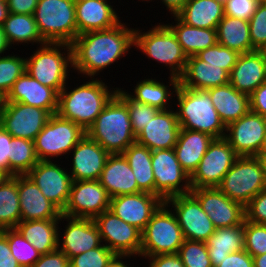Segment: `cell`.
<instances>
[{
	"instance_id": "cell-17",
	"label": "cell",
	"mask_w": 266,
	"mask_h": 267,
	"mask_svg": "<svg viewBox=\"0 0 266 267\" xmlns=\"http://www.w3.org/2000/svg\"><path fill=\"white\" fill-rule=\"evenodd\" d=\"M110 196L99 180L73 181L63 215L94 219L110 208Z\"/></svg>"
},
{
	"instance_id": "cell-36",
	"label": "cell",
	"mask_w": 266,
	"mask_h": 267,
	"mask_svg": "<svg viewBox=\"0 0 266 267\" xmlns=\"http://www.w3.org/2000/svg\"><path fill=\"white\" fill-rule=\"evenodd\" d=\"M2 28L8 44L13 49L22 43L25 47H28L29 44H32L31 47L36 46V44L37 47L46 44L39 33L33 15L9 13Z\"/></svg>"
},
{
	"instance_id": "cell-9",
	"label": "cell",
	"mask_w": 266,
	"mask_h": 267,
	"mask_svg": "<svg viewBox=\"0 0 266 267\" xmlns=\"http://www.w3.org/2000/svg\"><path fill=\"white\" fill-rule=\"evenodd\" d=\"M217 188L245 207L259 192L266 189L261 159L257 156H239Z\"/></svg>"
},
{
	"instance_id": "cell-47",
	"label": "cell",
	"mask_w": 266,
	"mask_h": 267,
	"mask_svg": "<svg viewBox=\"0 0 266 267\" xmlns=\"http://www.w3.org/2000/svg\"><path fill=\"white\" fill-rule=\"evenodd\" d=\"M244 249L252 257L266 253V224L244 220Z\"/></svg>"
},
{
	"instance_id": "cell-23",
	"label": "cell",
	"mask_w": 266,
	"mask_h": 267,
	"mask_svg": "<svg viewBox=\"0 0 266 267\" xmlns=\"http://www.w3.org/2000/svg\"><path fill=\"white\" fill-rule=\"evenodd\" d=\"M180 129L174 108L160 110L136 136V142L151 151L174 149Z\"/></svg>"
},
{
	"instance_id": "cell-41",
	"label": "cell",
	"mask_w": 266,
	"mask_h": 267,
	"mask_svg": "<svg viewBox=\"0 0 266 267\" xmlns=\"http://www.w3.org/2000/svg\"><path fill=\"white\" fill-rule=\"evenodd\" d=\"M38 162L34 141L12 137L10 141V177L26 175Z\"/></svg>"
},
{
	"instance_id": "cell-64",
	"label": "cell",
	"mask_w": 266,
	"mask_h": 267,
	"mask_svg": "<svg viewBox=\"0 0 266 267\" xmlns=\"http://www.w3.org/2000/svg\"><path fill=\"white\" fill-rule=\"evenodd\" d=\"M257 157H266V134Z\"/></svg>"
},
{
	"instance_id": "cell-7",
	"label": "cell",
	"mask_w": 266,
	"mask_h": 267,
	"mask_svg": "<svg viewBox=\"0 0 266 267\" xmlns=\"http://www.w3.org/2000/svg\"><path fill=\"white\" fill-rule=\"evenodd\" d=\"M33 16L46 43L71 45L78 36L73 0H38Z\"/></svg>"
},
{
	"instance_id": "cell-25",
	"label": "cell",
	"mask_w": 266,
	"mask_h": 267,
	"mask_svg": "<svg viewBox=\"0 0 266 267\" xmlns=\"http://www.w3.org/2000/svg\"><path fill=\"white\" fill-rule=\"evenodd\" d=\"M1 102H21L39 107L55 114L58 109V93L48 86L42 85L27 72L13 84Z\"/></svg>"
},
{
	"instance_id": "cell-15",
	"label": "cell",
	"mask_w": 266,
	"mask_h": 267,
	"mask_svg": "<svg viewBox=\"0 0 266 267\" xmlns=\"http://www.w3.org/2000/svg\"><path fill=\"white\" fill-rule=\"evenodd\" d=\"M57 162V163H56ZM39 161L26 175L43 195L61 212L64 211L72 186V177L62 161Z\"/></svg>"
},
{
	"instance_id": "cell-5",
	"label": "cell",
	"mask_w": 266,
	"mask_h": 267,
	"mask_svg": "<svg viewBox=\"0 0 266 267\" xmlns=\"http://www.w3.org/2000/svg\"><path fill=\"white\" fill-rule=\"evenodd\" d=\"M135 28V51L139 49L149 60L168 69L169 76L180 78L183 74L187 55L184 53L172 29L164 22L152 25L149 30Z\"/></svg>"
},
{
	"instance_id": "cell-20",
	"label": "cell",
	"mask_w": 266,
	"mask_h": 267,
	"mask_svg": "<svg viewBox=\"0 0 266 267\" xmlns=\"http://www.w3.org/2000/svg\"><path fill=\"white\" fill-rule=\"evenodd\" d=\"M190 193L199 201L215 228L238 226L244 222L245 207L217 187L192 188Z\"/></svg>"
},
{
	"instance_id": "cell-44",
	"label": "cell",
	"mask_w": 266,
	"mask_h": 267,
	"mask_svg": "<svg viewBox=\"0 0 266 267\" xmlns=\"http://www.w3.org/2000/svg\"><path fill=\"white\" fill-rule=\"evenodd\" d=\"M116 95L127 105L135 136H137L150 119H153V117L160 111L156 107L134 101L121 87L118 88Z\"/></svg>"
},
{
	"instance_id": "cell-35",
	"label": "cell",
	"mask_w": 266,
	"mask_h": 267,
	"mask_svg": "<svg viewBox=\"0 0 266 267\" xmlns=\"http://www.w3.org/2000/svg\"><path fill=\"white\" fill-rule=\"evenodd\" d=\"M172 23H166L175 33L187 57L197 55L217 43V29L192 27L182 22L177 16H171ZM175 23V24H174Z\"/></svg>"
},
{
	"instance_id": "cell-68",
	"label": "cell",
	"mask_w": 266,
	"mask_h": 267,
	"mask_svg": "<svg viewBox=\"0 0 266 267\" xmlns=\"http://www.w3.org/2000/svg\"><path fill=\"white\" fill-rule=\"evenodd\" d=\"M140 1H142V2L144 1V2L150 3V2H152V1L154 2L156 0H138V2H140Z\"/></svg>"
},
{
	"instance_id": "cell-67",
	"label": "cell",
	"mask_w": 266,
	"mask_h": 267,
	"mask_svg": "<svg viewBox=\"0 0 266 267\" xmlns=\"http://www.w3.org/2000/svg\"><path fill=\"white\" fill-rule=\"evenodd\" d=\"M263 55L266 57V44L264 45V47L260 50Z\"/></svg>"
},
{
	"instance_id": "cell-66",
	"label": "cell",
	"mask_w": 266,
	"mask_h": 267,
	"mask_svg": "<svg viewBox=\"0 0 266 267\" xmlns=\"http://www.w3.org/2000/svg\"><path fill=\"white\" fill-rule=\"evenodd\" d=\"M261 159V162L263 163L265 177H266V157H258Z\"/></svg>"
},
{
	"instance_id": "cell-32",
	"label": "cell",
	"mask_w": 266,
	"mask_h": 267,
	"mask_svg": "<svg viewBox=\"0 0 266 267\" xmlns=\"http://www.w3.org/2000/svg\"><path fill=\"white\" fill-rule=\"evenodd\" d=\"M213 139L203 132L180 129L174 151L182 169L189 176L196 170Z\"/></svg>"
},
{
	"instance_id": "cell-59",
	"label": "cell",
	"mask_w": 266,
	"mask_h": 267,
	"mask_svg": "<svg viewBox=\"0 0 266 267\" xmlns=\"http://www.w3.org/2000/svg\"><path fill=\"white\" fill-rule=\"evenodd\" d=\"M158 1V2H157ZM188 0H156L157 4L160 3L166 7V10L171 16H176L185 6Z\"/></svg>"
},
{
	"instance_id": "cell-53",
	"label": "cell",
	"mask_w": 266,
	"mask_h": 267,
	"mask_svg": "<svg viewBox=\"0 0 266 267\" xmlns=\"http://www.w3.org/2000/svg\"><path fill=\"white\" fill-rule=\"evenodd\" d=\"M32 267H70L69 258L59 249L41 255Z\"/></svg>"
},
{
	"instance_id": "cell-57",
	"label": "cell",
	"mask_w": 266,
	"mask_h": 267,
	"mask_svg": "<svg viewBox=\"0 0 266 267\" xmlns=\"http://www.w3.org/2000/svg\"><path fill=\"white\" fill-rule=\"evenodd\" d=\"M38 0H7L9 13L33 15Z\"/></svg>"
},
{
	"instance_id": "cell-18",
	"label": "cell",
	"mask_w": 266,
	"mask_h": 267,
	"mask_svg": "<svg viewBox=\"0 0 266 267\" xmlns=\"http://www.w3.org/2000/svg\"><path fill=\"white\" fill-rule=\"evenodd\" d=\"M61 222L65 225L64 229L60 226ZM57 240L58 249L69 259L102 244L98 228L93 219L69 217L63 214H61L59 220Z\"/></svg>"
},
{
	"instance_id": "cell-46",
	"label": "cell",
	"mask_w": 266,
	"mask_h": 267,
	"mask_svg": "<svg viewBox=\"0 0 266 267\" xmlns=\"http://www.w3.org/2000/svg\"><path fill=\"white\" fill-rule=\"evenodd\" d=\"M196 56L208 64L221 66L222 69L230 74L236 64L239 53L216 43L214 46L200 51Z\"/></svg>"
},
{
	"instance_id": "cell-19",
	"label": "cell",
	"mask_w": 266,
	"mask_h": 267,
	"mask_svg": "<svg viewBox=\"0 0 266 267\" xmlns=\"http://www.w3.org/2000/svg\"><path fill=\"white\" fill-rule=\"evenodd\" d=\"M266 134V118L249 111L226 126L225 139L238 156H257Z\"/></svg>"
},
{
	"instance_id": "cell-43",
	"label": "cell",
	"mask_w": 266,
	"mask_h": 267,
	"mask_svg": "<svg viewBox=\"0 0 266 267\" xmlns=\"http://www.w3.org/2000/svg\"><path fill=\"white\" fill-rule=\"evenodd\" d=\"M1 231L7 236L11 255L18 264L21 267H32L41 256L35 247L16 228Z\"/></svg>"
},
{
	"instance_id": "cell-33",
	"label": "cell",
	"mask_w": 266,
	"mask_h": 267,
	"mask_svg": "<svg viewBox=\"0 0 266 267\" xmlns=\"http://www.w3.org/2000/svg\"><path fill=\"white\" fill-rule=\"evenodd\" d=\"M224 15V4L218 0H188L176 16L192 27L217 29Z\"/></svg>"
},
{
	"instance_id": "cell-38",
	"label": "cell",
	"mask_w": 266,
	"mask_h": 267,
	"mask_svg": "<svg viewBox=\"0 0 266 267\" xmlns=\"http://www.w3.org/2000/svg\"><path fill=\"white\" fill-rule=\"evenodd\" d=\"M217 43L239 54L254 51L249 30V21L224 15L217 27Z\"/></svg>"
},
{
	"instance_id": "cell-34",
	"label": "cell",
	"mask_w": 266,
	"mask_h": 267,
	"mask_svg": "<svg viewBox=\"0 0 266 267\" xmlns=\"http://www.w3.org/2000/svg\"><path fill=\"white\" fill-rule=\"evenodd\" d=\"M60 219L21 221L16 229L41 254L58 249V225Z\"/></svg>"
},
{
	"instance_id": "cell-16",
	"label": "cell",
	"mask_w": 266,
	"mask_h": 267,
	"mask_svg": "<svg viewBox=\"0 0 266 267\" xmlns=\"http://www.w3.org/2000/svg\"><path fill=\"white\" fill-rule=\"evenodd\" d=\"M1 126L12 137L34 141L52 115L49 111L21 102H1Z\"/></svg>"
},
{
	"instance_id": "cell-48",
	"label": "cell",
	"mask_w": 266,
	"mask_h": 267,
	"mask_svg": "<svg viewBox=\"0 0 266 267\" xmlns=\"http://www.w3.org/2000/svg\"><path fill=\"white\" fill-rule=\"evenodd\" d=\"M115 254L103 243L69 259L70 267H107Z\"/></svg>"
},
{
	"instance_id": "cell-31",
	"label": "cell",
	"mask_w": 266,
	"mask_h": 267,
	"mask_svg": "<svg viewBox=\"0 0 266 267\" xmlns=\"http://www.w3.org/2000/svg\"><path fill=\"white\" fill-rule=\"evenodd\" d=\"M206 91L225 126L250 111L249 95L237 91L230 83Z\"/></svg>"
},
{
	"instance_id": "cell-51",
	"label": "cell",
	"mask_w": 266,
	"mask_h": 267,
	"mask_svg": "<svg viewBox=\"0 0 266 267\" xmlns=\"http://www.w3.org/2000/svg\"><path fill=\"white\" fill-rule=\"evenodd\" d=\"M245 219L253 223L266 224V189L259 192L245 206Z\"/></svg>"
},
{
	"instance_id": "cell-30",
	"label": "cell",
	"mask_w": 266,
	"mask_h": 267,
	"mask_svg": "<svg viewBox=\"0 0 266 267\" xmlns=\"http://www.w3.org/2000/svg\"><path fill=\"white\" fill-rule=\"evenodd\" d=\"M229 76L221 66L208 64L194 55L188 57L179 84L189 89L208 90L229 83Z\"/></svg>"
},
{
	"instance_id": "cell-49",
	"label": "cell",
	"mask_w": 266,
	"mask_h": 267,
	"mask_svg": "<svg viewBox=\"0 0 266 267\" xmlns=\"http://www.w3.org/2000/svg\"><path fill=\"white\" fill-rule=\"evenodd\" d=\"M249 30L253 48L261 50L266 44V0L258 4L249 19Z\"/></svg>"
},
{
	"instance_id": "cell-12",
	"label": "cell",
	"mask_w": 266,
	"mask_h": 267,
	"mask_svg": "<svg viewBox=\"0 0 266 267\" xmlns=\"http://www.w3.org/2000/svg\"><path fill=\"white\" fill-rule=\"evenodd\" d=\"M238 157L225 138L213 139L190 176L192 188L218 187Z\"/></svg>"
},
{
	"instance_id": "cell-28",
	"label": "cell",
	"mask_w": 266,
	"mask_h": 267,
	"mask_svg": "<svg viewBox=\"0 0 266 267\" xmlns=\"http://www.w3.org/2000/svg\"><path fill=\"white\" fill-rule=\"evenodd\" d=\"M18 195L21 221L60 219L62 212L27 175H18Z\"/></svg>"
},
{
	"instance_id": "cell-60",
	"label": "cell",
	"mask_w": 266,
	"mask_h": 267,
	"mask_svg": "<svg viewBox=\"0 0 266 267\" xmlns=\"http://www.w3.org/2000/svg\"><path fill=\"white\" fill-rule=\"evenodd\" d=\"M137 260L136 256H131V255H115L112 260L108 263L107 267H134V262L131 265L130 259ZM125 260V261H123ZM129 260V262H128Z\"/></svg>"
},
{
	"instance_id": "cell-3",
	"label": "cell",
	"mask_w": 266,
	"mask_h": 267,
	"mask_svg": "<svg viewBox=\"0 0 266 267\" xmlns=\"http://www.w3.org/2000/svg\"><path fill=\"white\" fill-rule=\"evenodd\" d=\"M174 102L181 128L203 132L214 139L225 137L226 126L221 121L206 90L189 89L179 84Z\"/></svg>"
},
{
	"instance_id": "cell-27",
	"label": "cell",
	"mask_w": 266,
	"mask_h": 267,
	"mask_svg": "<svg viewBox=\"0 0 266 267\" xmlns=\"http://www.w3.org/2000/svg\"><path fill=\"white\" fill-rule=\"evenodd\" d=\"M266 82V57L260 50L239 54L229 83L239 92L252 94Z\"/></svg>"
},
{
	"instance_id": "cell-1",
	"label": "cell",
	"mask_w": 266,
	"mask_h": 267,
	"mask_svg": "<svg viewBox=\"0 0 266 267\" xmlns=\"http://www.w3.org/2000/svg\"><path fill=\"white\" fill-rule=\"evenodd\" d=\"M129 26L121 20L112 28L78 35L71 44L73 72L84 78L98 75L100 78L103 70L131 54L135 47V28Z\"/></svg>"
},
{
	"instance_id": "cell-29",
	"label": "cell",
	"mask_w": 266,
	"mask_h": 267,
	"mask_svg": "<svg viewBox=\"0 0 266 267\" xmlns=\"http://www.w3.org/2000/svg\"><path fill=\"white\" fill-rule=\"evenodd\" d=\"M99 182L110 198L141 192L134 173L122 153L110 154L102 170Z\"/></svg>"
},
{
	"instance_id": "cell-62",
	"label": "cell",
	"mask_w": 266,
	"mask_h": 267,
	"mask_svg": "<svg viewBox=\"0 0 266 267\" xmlns=\"http://www.w3.org/2000/svg\"><path fill=\"white\" fill-rule=\"evenodd\" d=\"M9 14L7 0H0V26L3 25Z\"/></svg>"
},
{
	"instance_id": "cell-11",
	"label": "cell",
	"mask_w": 266,
	"mask_h": 267,
	"mask_svg": "<svg viewBox=\"0 0 266 267\" xmlns=\"http://www.w3.org/2000/svg\"><path fill=\"white\" fill-rule=\"evenodd\" d=\"M151 162L156 196L165 201L170 197L191 192L190 176L182 169L174 149L152 151Z\"/></svg>"
},
{
	"instance_id": "cell-4",
	"label": "cell",
	"mask_w": 266,
	"mask_h": 267,
	"mask_svg": "<svg viewBox=\"0 0 266 267\" xmlns=\"http://www.w3.org/2000/svg\"><path fill=\"white\" fill-rule=\"evenodd\" d=\"M86 134L110 154L123 153L136 142L127 105L115 95Z\"/></svg>"
},
{
	"instance_id": "cell-70",
	"label": "cell",
	"mask_w": 266,
	"mask_h": 267,
	"mask_svg": "<svg viewBox=\"0 0 266 267\" xmlns=\"http://www.w3.org/2000/svg\"><path fill=\"white\" fill-rule=\"evenodd\" d=\"M218 1L224 4L227 0H218Z\"/></svg>"
},
{
	"instance_id": "cell-65",
	"label": "cell",
	"mask_w": 266,
	"mask_h": 267,
	"mask_svg": "<svg viewBox=\"0 0 266 267\" xmlns=\"http://www.w3.org/2000/svg\"><path fill=\"white\" fill-rule=\"evenodd\" d=\"M8 176L0 170V184L7 178Z\"/></svg>"
},
{
	"instance_id": "cell-39",
	"label": "cell",
	"mask_w": 266,
	"mask_h": 267,
	"mask_svg": "<svg viewBox=\"0 0 266 267\" xmlns=\"http://www.w3.org/2000/svg\"><path fill=\"white\" fill-rule=\"evenodd\" d=\"M122 154L134 173L138 189L141 192L155 195V177L151 162L152 151L146 146L135 142Z\"/></svg>"
},
{
	"instance_id": "cell-21",
	"label": "cell",
	"mask_w": 266,
	"mask_h": 267,
	"mask_svg": "<svg viewBox=\"0 0 266 267\" xmlns=\"http://www.w3.org/2000/svg\"><path fill=\"white\" fill-rule=\"evenodd\" d=\"M72 153V154H71ZM67 163L73 181L99 180L110 153L87 134L77 143L68 156Z\"/></svg>"
},
{
	"instance_id": "cell-8",
	"label": "cell",
	"mask_w": 266,
	"mask_h": 267,
	"mask_svg": "<svg viewBox=\"0 0 266 267\" xmlns=\"http://www.w3.org/2000/svg\"><path fill=\"white\" fill-rule=\"evenodd\" d=\"M185 238L171 208L163 202L141 232L140 258L178 253Z\"/></svg>"
},
{
	"instance_id": "cell-45",
	"label": "cell",
	"mask_w": 266,
	"mask_h": 267,
	"mask_svg": "<svg viewBox=\"0 0 266 267\" xmlns=\"http://www.w3.org/2000/svg\"><path fill=\"white\" fill-rule=\"evenodd\" d=\"M177 254L185 267H213L203 241L185 239Z\"/></svg>"
},
{
	"instance_id": "cell-61",
	"label": "cell",
	"mask_w": 266,
	"mask_h": 267,
	"mask_svg": "<svg viewBox=\"0 0 266 267\" xmlns=\"http://www.w3.org/2000/svg\"><path fill=\"white\" fill-rule=\"evenodd\" d=\"M10 49H11V47L7 42L3 28H2V26H0V56H3L4 53H5V55L9 54Z\"/></svg>"
},
{
	"instance_id": "cell-58",
	"label": "cell",
	"mask_w": 266,
	"mask_h": 267,
	"mask_svg": "<svg viewBox=\"0 0 266 267\" xmlns=\"http://www.w3.org/2000/svg\"><path fill=\"white\" fill-rule=\"evenodd\" d=\"M0 267H21L11 255L7 236L0 230Z\"/></svg>"
},
{
	"instance_id": "cell-50",
	"label": "cell",
	"mask_w": 266,
	"mask_h": 267,
	"mask_svg": "<svg viewBox=\"0 0 266 267\" xmlns=\"http://www.w3.org/2000/svg\"><path fill=\"white\" fill-rule=\"evenodd\" d=\"M263 1L265 0H227L224 3V14L249 21L258 4Z\"/></svg>"
},
{
	"instance_id": "cell-14",
	"label": "cell",
	"mask_w": 266,
	"mask_h": 267,
	"mask_svg": "<svg viewBox=\"0 0 266 267\" xmlns=\"http://www.w3.org/2000/svg\"><path fill=\"white\" fill-rule=\"evenodd\" d=\"M164 202L171 207L186 240L205 242L215 232L212 220L191 193L173 196Z\"/></svg>"
},
{
	"instance_id": "cell-24",
	"label": "cell",
	"mask_w": 266,
	"mask_h": 267,
	"mask_svg": "<svg viewBox=\"0 0 266 267\" xmlns=\"http://www.w3.org/2000/svg\"><path fill=\"white\" fill-rule=\"evenodd\" d=\"M110 0H76L75 14L78 35L97 30H105L117 25L121 18ZM118 11V13H117Z\"/></svg>"
},
{
	"instance_id": "cell-40",
	"label": "cell",
	"mask_w": 266,
	"mask_h": 267,
	"mask_svg": "<svg viewBox=\"0 0 266 267\" xmlns=\"http://www.w3.org/2000/svg\"><path fill=\"white\" fill-rule=\"evenodd\" d=\"M20 222L18 175H15L0 184V230L16 228Z\"/></svg>"
},
{
	"instance_id": "cell-56",
	"label": "cell",
	"mask_w": 266,
	"mask_h": 267,
	"mask_svg": "<svg viewBox=\"0 0 266 267\" xmlns=\"http://www.w3.org/2000/svg\"><path fill=\"white\" fill-rule=\"evenodd\" d=\"M250 97V111L266 118V82L262 83Z\"/></svg>"
},
{
	"instance_id": "cell-54",
	"label": "cell",
	"mask_w": 266,
	"mask_h": 267,
	"mask_svg": "<svg viewBox=\"0 0 266 267\" xmlns=\"http://www.w3.org/2000/svg\"><path fill=\"white\" fill-rule=\"evenodd\" d=\"M217 267H254L252 256L242 249L225 257Z\"/></svg>"
},
{
	"instance_id": "cell-63",
	"label": "cell",
	"mask_w": 266,
	"mask_h": 267,
	"mask_svg": "<svg viewBox=\"0 0 266 267\" xmlns=\"http://www.w3.org/2000/svg\"><path fill=\"white\" fill-rule=\"evenodd\" d=\"M252 259L254 267H266V253L260 256H254Z\"/></svg>"
},
{
	"instance_id": "cell-69",
	"label": "cell",
	"mask_w": 266,
	"mask_h": 267,
	"mask_svg": "<svg viewBox=\"0 0 266 267\" xmlns=\"http://www.w3.org/2000/svg\"><path fill=\"white\" fill-rule=\"evenodd\" d=\"M1 112H2V108H1V104H0V125H1Z\"/></svg>"
},
{
	"instance_id": "cell-52",
	"label": "cell",
	"mask_w": 266,
	"mask_h": 267,
	"mask_svg": "<svg viewBox=\"0 0 266 267\" xmlns=\"http://www.w3.org/2000/svg\"><path fill=\"white\" fill-rule=\"evenodd\" d=\"M12 135L0 125V170L10 177V141Z\"/></svg>"
},
{
	"instance_id": "cell-37",
	"label": "cell",
	"mask_w": 266,
	"mask_h": 267,
	"mask_svg": "<svg viewBox=\"0 0 266 267\" xmlns=\"http://www.w3.org/2000/svg\"><path fill=\"white\" fill-rule=\"evenodd\" d=\"M213 267H217L229 253L244 249V222L233 227L216 228L205 241Z\"/></svg>"
},
{
	"instance_id": "cell-13",
	"label": "cell",
	"mask_w": 266,
	"mask_h": 267,
	"mask_svg": "<svg viewBox=\"0 0 266 267\" xmlns=\"http://www.w3.org/2000/svg\"><path fill=\"white\" fill-rule=\"evenodd\" d=\"M102 243L115 255L140 258L141 231L116 216L109 209L95 217Z\"/></svg>"
},
{
	"instance_id": "cell-6",
	"label": "cell",
	"mask_w": 266,
	"mask_h": 267,
	"mask_svg": "<svg viewBox=\"0 0 266 267\" xmlns=\"http://www.w3.org/2000/svg\"><path fill=\"white\" fill-rule=\"evenodd\" d=\"M34 50L31 56L26 57V72L59 93L72 80L69 79L70 72L73 73L72 46L46 43Z\"/></svg>"
},
{
	"instance_id": "cell-10",
	"label": "cell",
	"mask_w": 266,
	"mask_h": 267,
	"mask_svg": "<svg viewBox=\"0 0 266 267\" xmlns=\"http://www.w3.org/2000/svg\"><path fill=\"white\" fill-rule=\"evenodd\" d=\"M86 131L78 124L52 114L42 131L35 137L34 146L39 161H50L68 154L84 137ZM67 155V156H66ZM53 158V159H52Z\"/></svg>"
},
{
	"instance_id": "cell-55",
	"label": "cell",
	"mask_w": 266,
	"mask_h": 267,
	"mask_svg": "<svg viewBox=\"0 0 266 267\" xmlns=\"http://www.w3.org/2000/svg\"><path fill=\"white\" fill-rule=\"evenodd\" d=\"M145 260L147 267H185L177 253L150 256Z\"/></svg>"
},
{
	"instance_id": "cell-42",
	"label": "cell",
	"mask_w": 266,
	"mask_h": 267,
	"mask_svg": "<svg viewBox=\"0 0 266 267\" xmlns=\"http://www.w3.org/2000/svg\"><path fill=\"white\" fill-rule=\"evenodd\" d=\"M12 53L0 56V99L7 95L13 84L26 72V56Z\"/></svg>"
},
{
	"instance_id": "cell-22",
	"label": "cell",
	"mask_w": 266,
	"mask_h": 267,
	"mask_svg": "<svg viewBox=\"0 0 266 267\" xmlns=\"http://www.w3.org/2000/svg\"><path fill=\"white\" fill-rule=\"evenodd\" d=\"M163 202L159 196L138 192L111 198L109 210L142 232Z\"/></svg>"
},
{
	"instance_id": "cell-26",
	"label": "cell",
	"mask_w": 266,
	"mask_h": 267,
	"mask_svg": "<svg viewBox=\"0 0 266 267\" xmlns=\"http://www.w3.org/2000/svg\"><path fill=\"white\" fill-rule=\"evenodd\" d=\"M151 77V78H149ZM153 78L147 75L144 79H140L135 87L131 91H126L124 87L122 88L124 92L134 101L138 103L147 104L158 108L159 110H169L174 106V96L176 89L179 85V79L173 76H168V81L166 84L163 82V78ZM171 87V88H170ZM173 102V103H172Z\"/></svg>"
},
{
	"instance_id": "cell-2",
	"label": "cell",
	"mask_w": 266,
	"mask_h": 267,
	"mask_svg": "<svg viewBox=\"0 0 266 267\" xmlns=\"http://www.w3.org/2000/svg\"><path fill=\"white\" fill-rule=\"evenodd\" d=\"M83 84L74 87L67 83L58 93L57 114L80 125L85 131L95 122L109 101L117 94L119 87L105 83V79L88 77ZM104 81V82H103ZM80 84V85H79ZM76 86V87H75ZM110 87V88H109ZM113 87V88H112Z\"/></svg>"
}]
</instances>
